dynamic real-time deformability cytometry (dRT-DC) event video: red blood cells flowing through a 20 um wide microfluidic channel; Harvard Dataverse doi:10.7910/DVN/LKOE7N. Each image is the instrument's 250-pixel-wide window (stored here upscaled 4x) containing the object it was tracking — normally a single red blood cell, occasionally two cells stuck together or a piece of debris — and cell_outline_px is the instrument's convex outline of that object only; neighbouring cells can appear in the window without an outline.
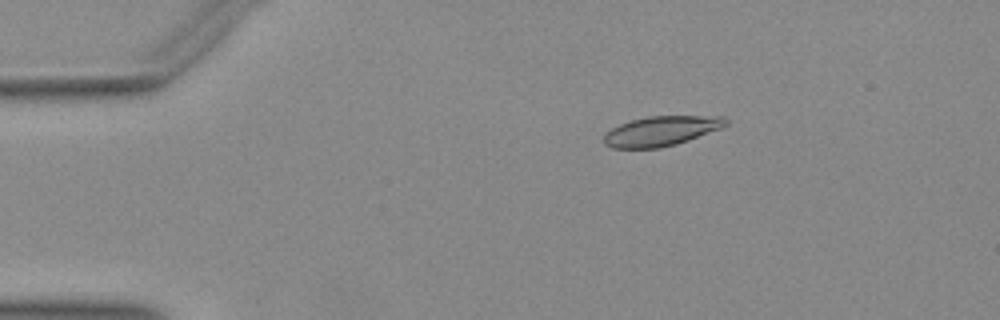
{"species": "Egyptian fruit bat (a non-hibernating species)", "species_latin": "Rousettus aegyptiacus", "temperature_condition": "warm", "stored_images_in_passage": 52, "camera_frame_rate_fps": 3000, "um_per_image_px": 0.085, "animal": {"sex": "female"}, "frame": {"image": 1, "passage_image": 10, "time_ms": 3.0, "image_size_px": [1000, 320], "cell_outline_px": [[728, 124], [720, 128], [688, 140], [676, 144], [660, 148], [612, 148], [604, 144], [604, 132], [620, 124], [632, 120], [648, 116], [724, 116], [728, 120]], "centroid_in_image_um": [56.18, 11.13], "position_along_channel_um": 28.8, "area_um2": 21.1}}
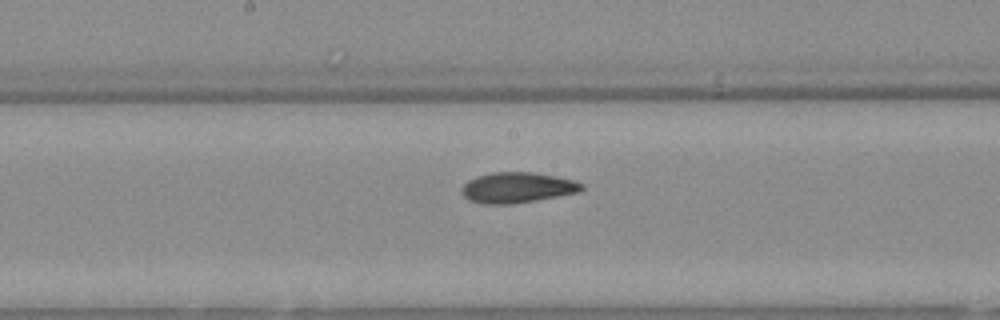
{"frame": {"image": 2, "passage_image": 28, "time_ms": 9.0, "image_size_px": [1000, 320], "cell_outline_px": [[584, 188], [576, 192], [536, 200], [512, 204], [480, 204], [468, 200], [460, 192], [464, 184], [468, 180], [476, 176], [492, 172], [536, 172], [576, 180], [584, 184]], "centroid_in_image_um": [43.94, 15.94], "position_along_channel_um": 204.3, "area_um2": 21.5}}
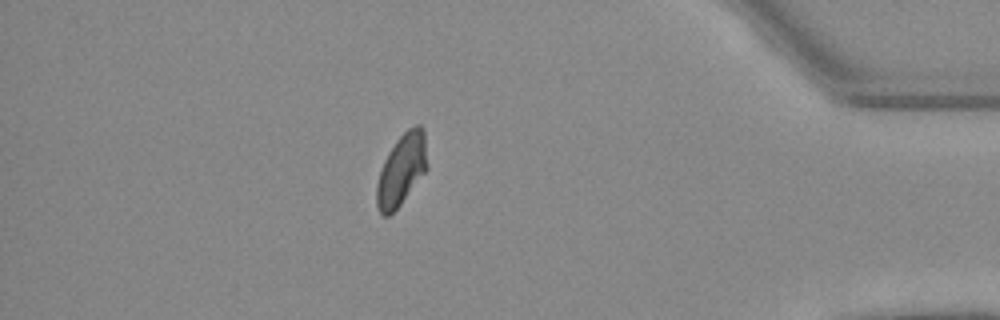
{"frame": {"image": 3, "passage_image": 46, "time_ms": 15.0, "image_size_px": [1000, 320], "cell_outline_px": [[428, 168], [400, 204], [388, 216], [384, 216], [380, 212], [376, 204], [376, 184], [384, 160], [388, 152], [396, 140], [408, 128], [416, 124], [420, 124], [424, 128]], "centroid_in_image_um": [34.14, 14.39], "position_along_channel_um": 401.1, "area_um2": 20.98}}